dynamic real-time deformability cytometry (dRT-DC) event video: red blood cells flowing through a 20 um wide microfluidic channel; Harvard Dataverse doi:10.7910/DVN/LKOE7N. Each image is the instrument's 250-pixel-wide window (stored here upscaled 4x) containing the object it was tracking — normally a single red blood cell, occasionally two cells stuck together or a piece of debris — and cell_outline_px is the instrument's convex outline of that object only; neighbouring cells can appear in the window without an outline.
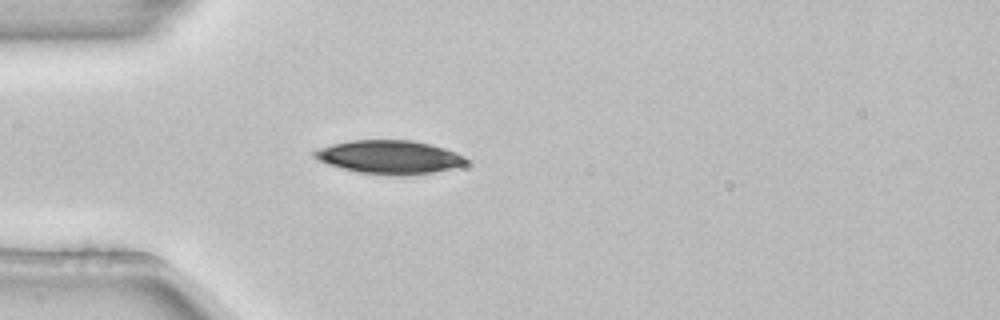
{"species": "common noctule bat (a hibernating species)", "species_latin": "Nyctalus noctula", "temperature_condition": "room temperature", "stored_images_in_passage": 3, "camera_frame_rate_fps": 3000, "um_per_image_px": 0.085, "animal": {"sex": "female", "body_mass_g": 22.7, "forearm_length_mm": 54.2}, "frame": {"image": 1, "passage_image": 3, "time_ms": 0.667, "image_size_px": [1000, 320], "cell_outline_px": [[472, 160], [468, 164], [452, 168], [432, 172], [360, 172], [328, 164], [312, 156], [312, 152], [320, 148], [332, 144], [352, 140], [412, 140], [444, 148], [468, 156]], "centroid_in_image_um": [33.15, 13.29], "position_along_channel_um": 51.8, "area_um2": 28.5}}